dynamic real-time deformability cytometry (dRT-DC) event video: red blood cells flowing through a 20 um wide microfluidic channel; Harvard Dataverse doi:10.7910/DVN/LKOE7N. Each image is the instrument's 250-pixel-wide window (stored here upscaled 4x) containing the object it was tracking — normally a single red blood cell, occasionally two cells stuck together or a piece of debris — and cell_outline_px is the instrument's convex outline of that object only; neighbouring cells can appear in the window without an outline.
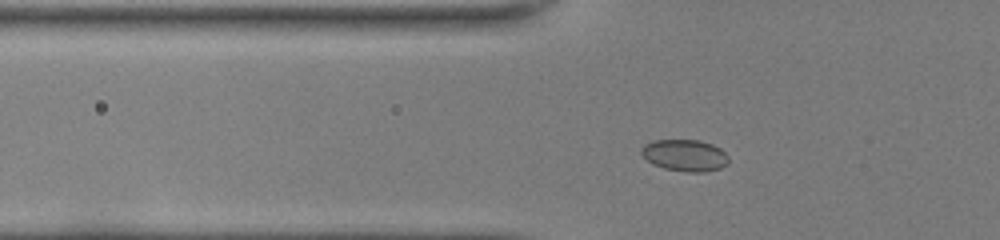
{"species": "common noctule bat (a hibernating species)", "species_latin": "Nyctalus noctula", "temperature_condition": "room temperature", "stored_images_in_passage": 41, "camera_frame_rate_fps": 3000, "um_per_image_px": 0.085, "animal": {"sex": "female", "body_mass_g": 22.0, "forearm_length_mm": 56.7}, "frame": {"image": 1, "passage_image": 9, "time_ms": 2.667, "image_size_px": [1000, 240], "cell_outline_px": [[728, 164], [720, 168], [704, 172], [684, 172], [664, 168], [652, 164], [640, 152], [640, 148], [644, 144], [656, 140], [700, 140], [712, 144], [720, 148], [728, 156]], "centroid_in_image_um": [58.21, 13.2], "position_along_channel_um": 67.6, "area_um2": 16.18}}
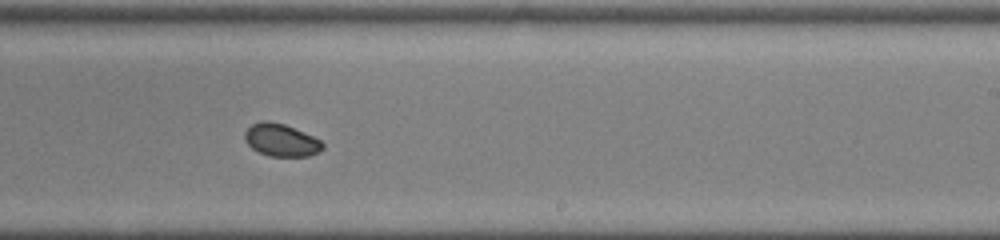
{"frame": {"image": 2, "passage_image": 24, "time_ms": 7.667, "image_size_px": [1000, 240], "cell_outline_px": [[324, 148], [308, 156], [268, 156], [252, 148], [244, 140], [244, 132], [252, 124], [264, 120], [268, 120], [284, 124], [312, 136], [320, 140], [324, 144]], "centroid_in_image_um": [23.87, 11.9], "position_along_channel_um": 265.1, "area_um2": 14.62}}
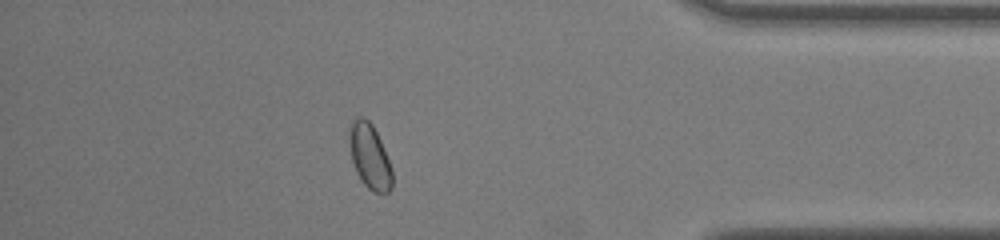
{"frame": {"image": 3, "passage_image": 36, "time_ms": 11.667, "image_size_px": [1000, 240], "cell_outline_px": [[392, 188], [388, 192], [372, 192], [364, 184], [356, 172], [352, 160], [348, 136], [348, 132], [356, 116], [364, 116], [372, 124], [380, 140], [392, 168]], "centroid_in_image_um": [31.42, 13.28], "position_along_channel_um": 403.8, "area_um2": 16.13}, "authors_computed_cell_mechanics": {"area_um2": 15.3748, "velocity_mm_per_s": 4.0521, "shape_relaxation_time_tau1_ms": null, "shape_relaxation_time_tau2_ms": 1.233, "deformation_change_tau1": null, "deformation_change_tau2": 0.0277}}